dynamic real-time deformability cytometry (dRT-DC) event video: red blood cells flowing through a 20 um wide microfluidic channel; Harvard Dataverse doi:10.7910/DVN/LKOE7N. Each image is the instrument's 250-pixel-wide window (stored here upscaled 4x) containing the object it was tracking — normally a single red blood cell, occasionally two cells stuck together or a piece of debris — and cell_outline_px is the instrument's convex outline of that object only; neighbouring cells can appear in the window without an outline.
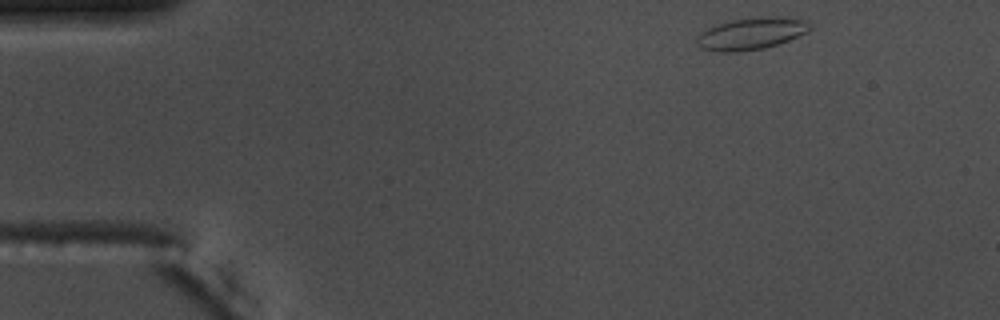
{"species": "common noctule bat (a hibernating species)", "species_latin": "Nyctalus noctula", "temperature_condition": "warm", "stored_images_in_passage": 49, "camera_frame_rate_fps": 3000, "um_per_image_px": 0.085, "animal": {"sex": "male", "body_mass_g": 17.5, "forearm_length_mm": 52.3}, "frame": {"image": 1, "passage_image": 1, "time_ms": 0.0, "image_size_px": [1000, 320], "cell_outline_px": [[812, 28], [808, 32], [788, 40], [764, 48], [740, 52], [720, 52], [700, 48], [696, 44], [696, 36], [700, 32], [716, 24], [732, 20], [768, 16], [808, 20], [812, 24]], "centroid_in_image_um": [63.84, 2.86], "position_along_channel_um": 21.2, "area_um2": 21.15}}
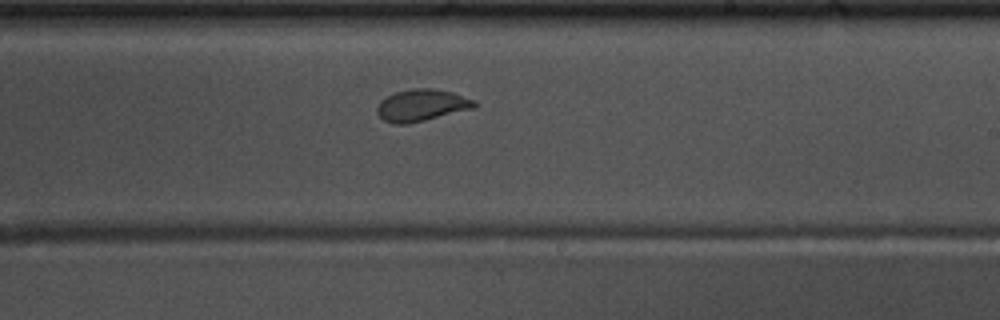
{"frame": {"image": 2, "passage_image": 27, "time_ms": 8.667, "image_size_px": [1000, 320], "cell_outline_px": [[476, 108], [408, 124], [392, 124], [384, 120], [376, 112], [376, 108], [380, 100], [396, 92], [416, 88], [432, 88], [452, 92], [476, 100]], "centroid_in_image_um": [35.85, 8.95], "position_along_channel_um": 253.2, "area_um2": 18.15}}
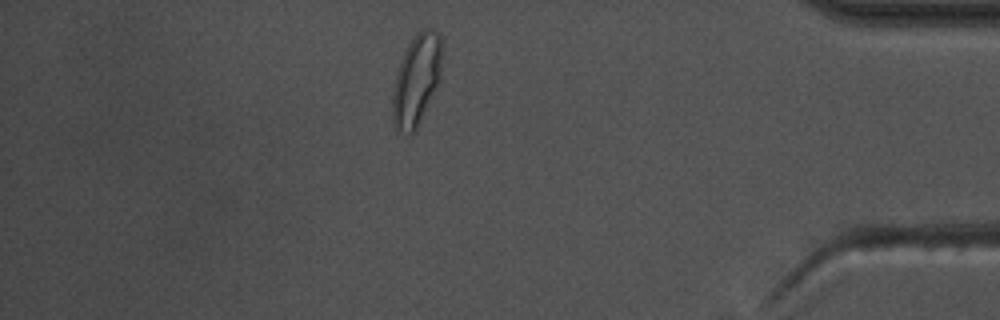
{"frame": {"image": 3, "passage_image": 42, "time_ms": 13.667, "image_size_px": [1000, 320], "cell_outline_px": [[440, 80], [416, 132], [412, 136], [408, 136], [396, 132], [392, 120], [392, 96], [396, 76], [400, 60], [408, 44], [416, 32], [424, 28], [428, 28], [440, 36]], "centroid_in_image_um": [35.36, 6.91], "position_along_channel_um": 399.8, "area_um2": 26.47}}